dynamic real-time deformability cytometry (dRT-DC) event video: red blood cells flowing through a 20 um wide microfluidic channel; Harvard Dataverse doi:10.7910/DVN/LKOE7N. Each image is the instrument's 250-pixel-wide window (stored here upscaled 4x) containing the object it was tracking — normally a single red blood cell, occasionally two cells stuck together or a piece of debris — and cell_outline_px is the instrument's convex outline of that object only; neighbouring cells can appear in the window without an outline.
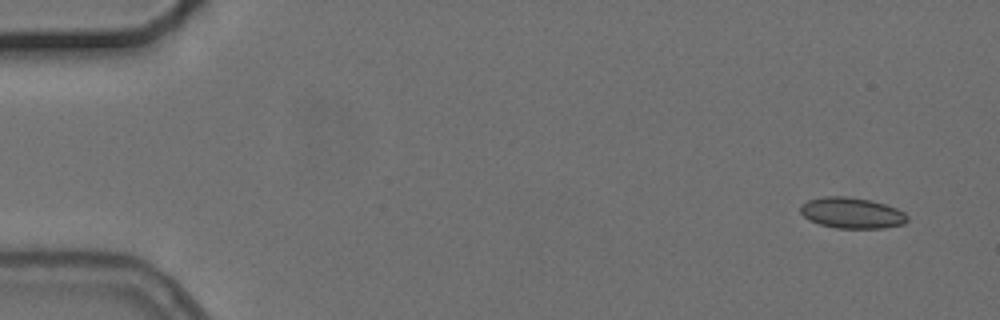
{"species": "common noctule bat (a hibernating species)", "species_latin": "Nyctalus noctula", "temperature_condition": "cold", "stored_images_in_passage": 5, "camera_frame_rate_fps": 3000, "um_per_image_px": 0.085, "animal": {"sex": "female", "body_mass_g": 24.6, "forearm_length_mm": 56.2}, "frame": {"image": 1, "passage_image": 1, "time_ms": 0.0, "image_size_px": [1000, 320], "cell_outline_px": [[908, 220], [904, 224], [884, 228], [836, 228], [820, 224], [808, 220], [800, 212], [800, 204], [808, 200], [824, 196], [848, 196], [872, 200], [896, 208], [904, 212], [908, 216]], "centroid_in_image_um": [72.4, 18.09], "position_along_channel_um": 12.6, "area_um2": 19.42}}
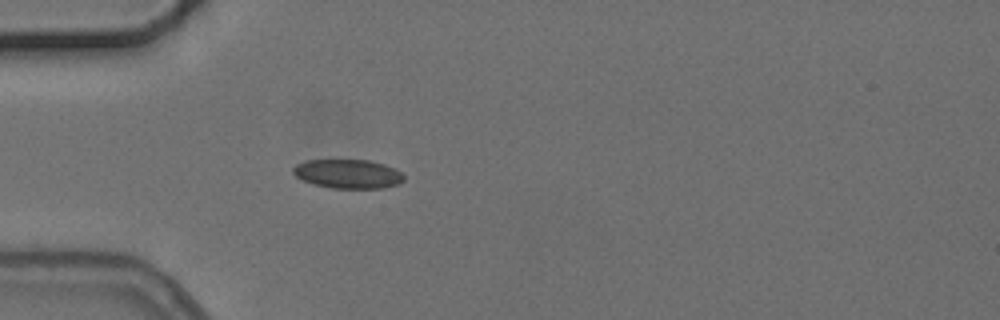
{"frame": {"image": 2, "passage_image": 5, "time_ms": 4.333, "image_size_px": [1000, 320], "cell_outline_px": [[404, 180], [400, 184], [384, 188], [332, 188], [316, 184], [304, 180], [296, 176], [292, 172], [292, 168], [296, 164], [308, 160], [368, 160], [384, 164], [400, 172], [404, 176]], "centroid_in_image_um": [29.59, 14.78], "position_along_channel_um": 55.4, "area_um2": 18.61}}